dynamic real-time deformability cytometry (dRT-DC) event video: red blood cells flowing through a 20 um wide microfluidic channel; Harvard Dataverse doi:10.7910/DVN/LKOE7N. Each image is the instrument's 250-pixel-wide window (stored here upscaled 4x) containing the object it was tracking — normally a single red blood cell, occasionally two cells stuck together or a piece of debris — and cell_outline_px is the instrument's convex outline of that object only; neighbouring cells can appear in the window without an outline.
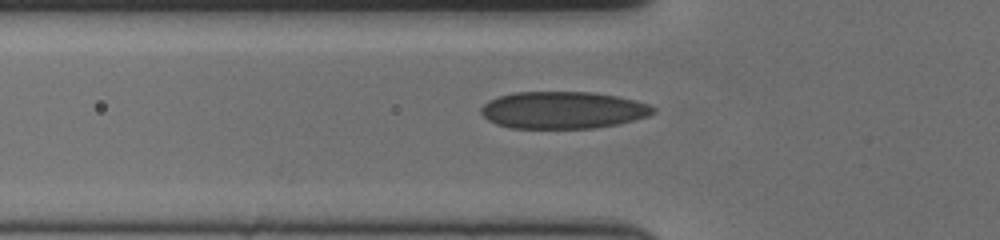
{"species": "human", "species_latin": "Homo sapiens", "temperature_condition": "cold", "stored_images_in_passage": 42, "camera_frame_rate_fps": 3000, "um_per_image_px": 0.085, "donor": {"sex": "female"}, "frame": {"image": 1, "passage_image": 6, "time_ms": 1.667, "image_size_px": [1000, 240], "cell_outline_px": [[656, 112], [648, 116], [616, 124], [592, 128], [512, 128], [496, 124], [488, 120], [480, 112], [480, 108], [488, 100], [496, 96], [512, 92], [592, 92], [616, 96], [636, 100], [648, 104], [656, 108]], "centroid_in_image_um": [47.82, 9.35], "position_along_channel_um": 78.0, "area_um2": 37.34}}
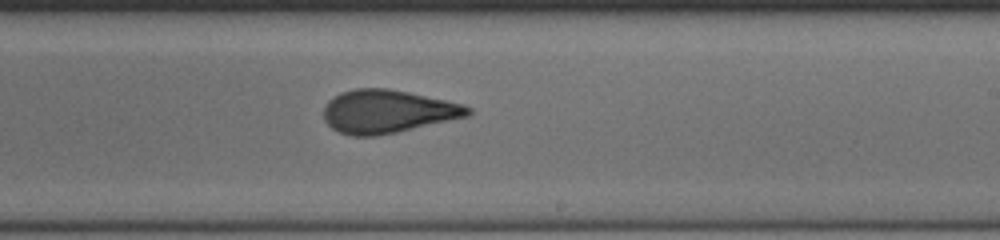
{"frame": {"image": 2, "passage_image": 21, "time_ms": 6.667, "image_size_px": [1000, 240], "cell_outline_px": [[472, 112], [468, 116], [396, 132], [376, 136], [352, 136], [340, 132], [332, 128], [324, 120], [324, 104], [332, 96], [340, 92], [356, 88], [388, 88], [408, 92], [464, 104], [472, 108]], "centroid_in_image_um": [32.91, 9.46], "position_along_channel_um": 256.1, "area_um2": 36.3}}
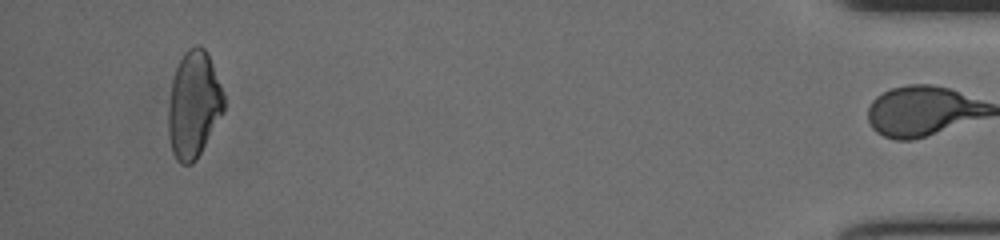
{"frame": {"image": 3, "passage_image": 41, "time_ms": 13.333, "image_size_px": [1000, 240], "cell_outline_px": [[224, 112], [196, 160], [192, 164], [180, 164], [176, 160], [172, 152], [168, 132], [168, 108], [172, 80], [176, 68], [184, 52], [188, 48], [196, 44], [200, 44], [208, 52], [224, 96]], "centroid_in_image_um": [16.46, 8.89], "position_along_channel_um": 418.7, "area_um2": 34.68}, "authors_computed_cell_mechanics": {"area_um2": 36.2695, "velocity_mm_per_s": 3.5629, "shape_relaxation_time_tau1_ms": 7.3456, "shape_relaxation_time_tau2_ms": 1.2366, "deformation_change_tau1": 0.1841, "deformation_change_tau2": 0.0756}}